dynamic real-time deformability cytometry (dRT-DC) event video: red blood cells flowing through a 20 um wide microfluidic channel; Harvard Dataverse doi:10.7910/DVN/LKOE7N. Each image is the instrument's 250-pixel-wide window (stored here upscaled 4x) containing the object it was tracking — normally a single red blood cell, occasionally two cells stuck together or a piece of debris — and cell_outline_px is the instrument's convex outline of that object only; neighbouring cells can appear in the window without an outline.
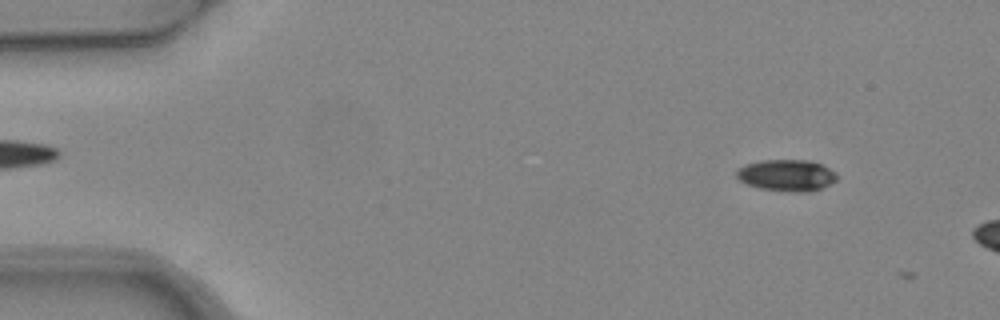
{"species": "common noctule bat (a hibernating species)", "species_latin": "Nyctalus noctula", "temperature_condition": "warm", "stored_images_in_passage": 5, "camera_frame_rate_fps": 3000, "um_per_image_px": 0.085, "animal": {"sex": "female", "body_mass_g": 24.6, "forearm_length_mm": 56.2}, "frame": {"image": 1, "passage_image": 1, "time_ms": 0.0, "image_size_px": [1000, 320], "cell_outline_px": [[836, 180], [820, 188], [808, 192], [792, 192], [760, 188], [748, 184], [740, 180], [736, 176], [736, 172], [744, 164], [760, 160], [808, 160], [820, 164], [836, 172]], "centroid_in_image_um": [66.84, 14.89], "position_along_channel_um": 18.2, "area_um2": 18.26}}